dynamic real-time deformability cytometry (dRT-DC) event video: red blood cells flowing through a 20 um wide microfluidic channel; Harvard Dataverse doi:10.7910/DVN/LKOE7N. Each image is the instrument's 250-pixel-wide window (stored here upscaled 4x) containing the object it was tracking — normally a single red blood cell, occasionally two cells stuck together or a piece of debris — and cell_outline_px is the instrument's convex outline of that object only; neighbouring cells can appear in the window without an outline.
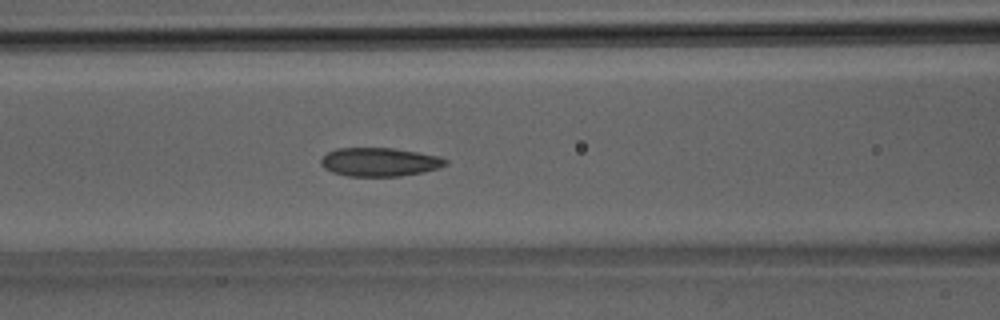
{"species": "Egyptian fruit bat (a non-hibernating species)", "species_latin": "Rousettus aegyptiacus", "temperature_condition": "room temperature", "stored_images_in_passage": 27, "camera_frame_rate_fps": 3000, "um_per_image_px": 0.085, "animal": {"sex": "male"}, "frame": {"image": 1, "passage_image": 5, "time_ms": 1.333, "image_size_px": [1000, 320], "cell_outline_px": [[448, 164], [440, 168], [424, 172], [400, 176], [348, 176], [332, 172], [324, 168], [320, 164], [320, 160], [328, 152], [336, 148], [392, 148], [440, 156], [448, 160]], "centroid_in_image_um": [32.28, 13.77], "position_along_channel_um": 134.3, "area_um2": 20.87}}
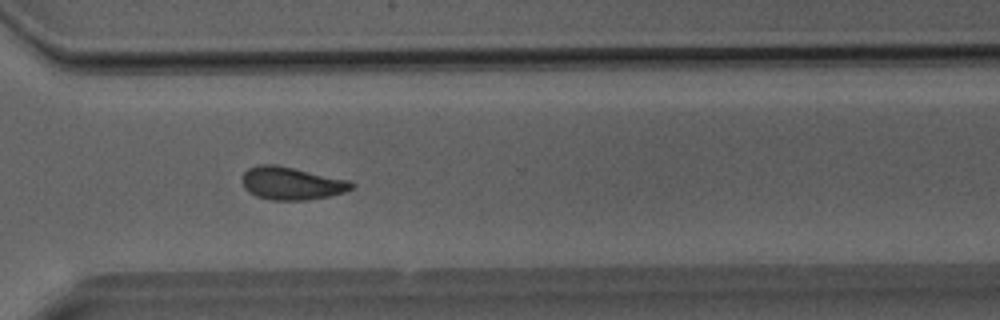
{"frame": {"image": 2, "passage_image": 17, "time_ms": 5.333, "image_size_px": [1000, 320], "cell_outline_px": [[356, 184], [352, 188], [344, 192], [328, 196], [308, 200], [272, 200], [256, 196], [248, 192], [244, 188], [240, 180], [244, 172], [248, 168], [260, 164], [276, 164], [348, 180]], "centroid_in_image_um": [24.73, 15.58], "position_along_channel_um": 345.9, "area_um2": 20.98}}
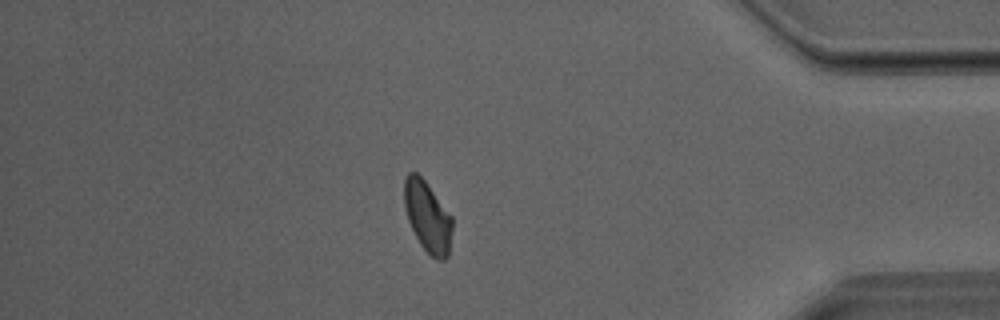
{"frame": {"image": 3, "passage_image": 22, "time_ms": 7.0, "image_size_px": [1000, 320], "cell_outline_px": [[452, 228], [448, 256], [444, 260], [436, 260], [420, 244], [408, 220], [404, 208], [404, 180], [408, 172], [416, 172], [424, 180], [452, 216]], "centroid_in_image_um": [36.34, 18.41], "position_along_channel_um": 398.9, "area_um2": 19.65}}